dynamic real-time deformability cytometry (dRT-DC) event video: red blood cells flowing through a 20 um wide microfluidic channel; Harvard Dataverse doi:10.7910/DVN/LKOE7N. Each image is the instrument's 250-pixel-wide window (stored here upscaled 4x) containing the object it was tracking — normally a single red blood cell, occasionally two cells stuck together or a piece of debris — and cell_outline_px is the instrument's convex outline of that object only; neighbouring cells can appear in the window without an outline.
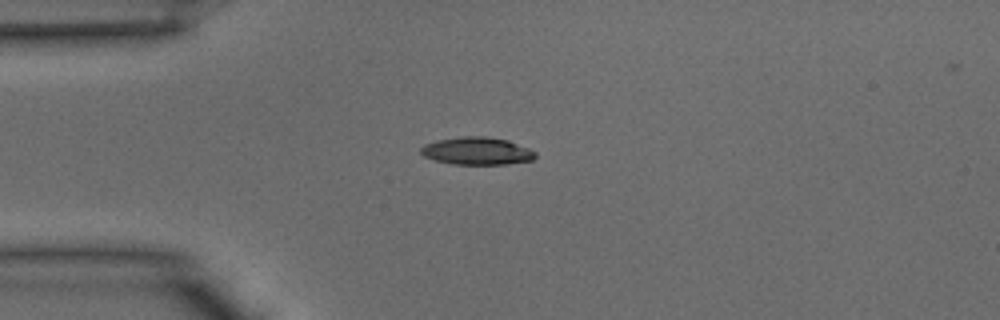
{"species": "common noctule bat (a hibernating species)", "species_latin": "Nyctalus noctula", "temperature_condition": "warm", "stored_images_in_passage": 31, "camera_frame_rate_fps": 3000, "um_per_image_px": 0.085, "animal": {"sex": "male", "body_mass_g": 15.6}, "frame": {"image": 1, "passage_image": 1, "time_ms": 0.0, "image_size_px": [1000, 320], "cell_outline_px": [[536, 156], [532, 160], [504, 164], [452, 164], [436, 160], [424, 156], [420, 152], [420, 148], [424, 144], [436, 140], [460, 136], [484, 136], [508, 140], [528, 148], [536, 152]], "centroid_in_image_um": [40.52, 12.82], "position_along_channel_um": 44.5, "area_um2": 18.38}}
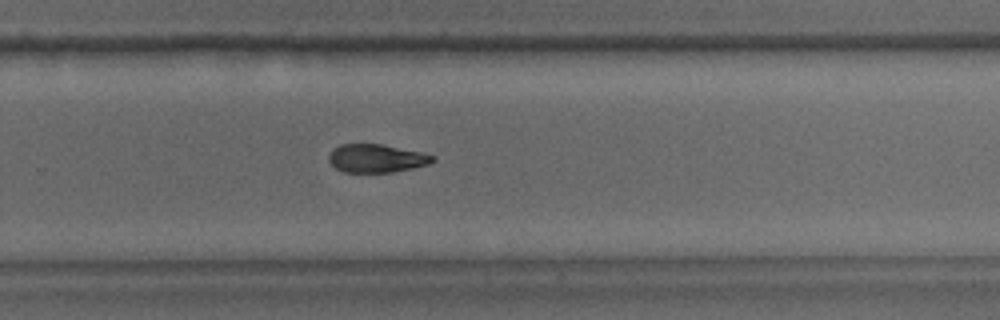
{"frame": {"image": 2, "passage_image": 17, "time_ms": 5.333, "image_size_px": [1000, 320], "cell_outline_px": [[436, 160], [428, 164], [412, 168], [392, 172], [344, 172], [336, 168], [328, 160], [328, 156], [332, 148], [340, 144], [380, 144], [420, 152], [436, 156]], "centroid_in_image_um": [31.98, 13.45], "position_along_channel_um": 297.8, "area_um2": 17.05}}
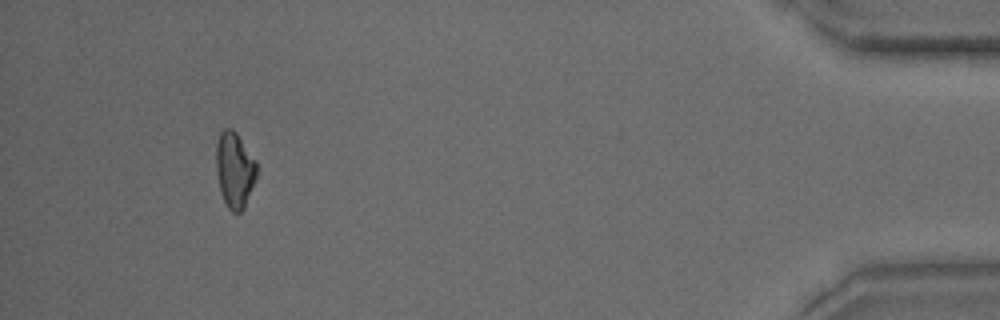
{"frame": {"image": 3, "passage_image": 28, "time_ms": 9.0, "image_size_px": [1000, 320], "cell_outline_px": [[256, 176], [244, 208], [240, 212], [232, 212], [228, 208], [220, 192], [216, 172], [216, 144], [220, 132], [224, 128], [232, 128], [236, 132], [256, 160]], "centroid_in_image_um": [19.92, 14.41], "position_along_channel_um": 415.3, "area_um2": 17.86}}